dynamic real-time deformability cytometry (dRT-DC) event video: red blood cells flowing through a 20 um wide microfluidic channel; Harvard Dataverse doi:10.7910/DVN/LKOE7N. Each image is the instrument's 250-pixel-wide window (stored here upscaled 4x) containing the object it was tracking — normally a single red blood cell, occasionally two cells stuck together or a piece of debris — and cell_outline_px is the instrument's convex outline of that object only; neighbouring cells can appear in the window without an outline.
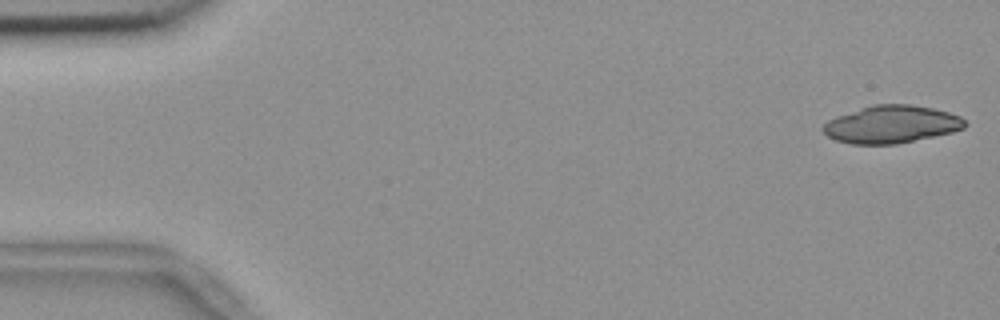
{"species": "common noctule bat (a hibernating species)", "species_latin": "Nyctalus noctula", "temperature_condition": "room temperature", "stored_images_in_passage": 6, "camera_frame_rate_fps": 3000, "um_per_image_px": 0.085, "animal": {"sex": "female", "body_mass_g": 18.4}, "frame": {"image": 1, "passage_image": 2, "time_ms": 0.333, "image_size_px": [1000, 320], "cell_outline_px": [[956, 128], [940, 132], [904, 140], [848, 140], [928, 112], [936, 112], [952, 116]], "centroid_in_image_um": [77.55, 10.87], "position_along_channel_um": 7.4, "area_um2": 11.04}}